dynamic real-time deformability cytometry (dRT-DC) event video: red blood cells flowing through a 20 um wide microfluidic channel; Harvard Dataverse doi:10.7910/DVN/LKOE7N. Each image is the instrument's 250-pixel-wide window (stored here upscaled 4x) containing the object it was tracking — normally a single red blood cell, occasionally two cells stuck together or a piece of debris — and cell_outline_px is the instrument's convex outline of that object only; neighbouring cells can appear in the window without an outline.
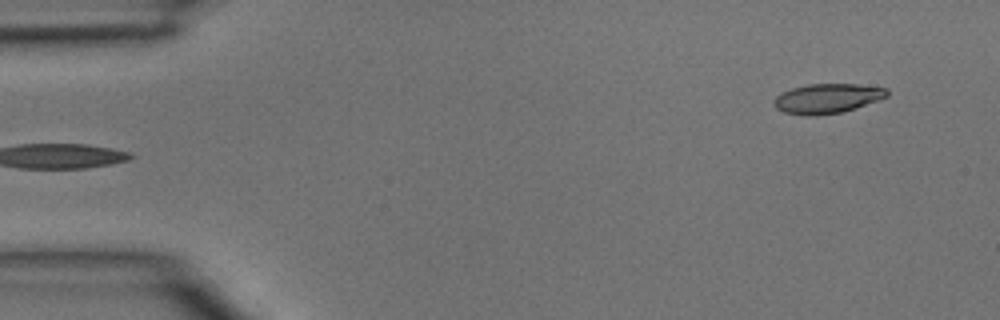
{"species": "common noctule bat (a hibernating species)", "species_latin": "Nyctalus noctula", "temperature_condition": "room temperature", "stored_images_in_passage": 5, "segment_of_instrument_passage": [2, 2], "camera_frame_rate_fps": 3000, "um_per_image_px": 0.085, "animal": {"sex": "male", "body_mass_g": 15.6}, "frame": {"image": 1, "passage_image": 5, "time_ms": 1.333, "image_size_px": [1000, 320], "cell_outline_px": [[888, 96], [880, 100], [844, 112], [816, 116], [804, 116], [784, 112], [776, 108], [772, 100], [776, 96], [792, 88], [808, 84], [856, 84], [888, 88]], "centroid_in_image_um": [70.33, 8.38], "position_along_channel_um": 14.7, "area_um2": 19.77}}